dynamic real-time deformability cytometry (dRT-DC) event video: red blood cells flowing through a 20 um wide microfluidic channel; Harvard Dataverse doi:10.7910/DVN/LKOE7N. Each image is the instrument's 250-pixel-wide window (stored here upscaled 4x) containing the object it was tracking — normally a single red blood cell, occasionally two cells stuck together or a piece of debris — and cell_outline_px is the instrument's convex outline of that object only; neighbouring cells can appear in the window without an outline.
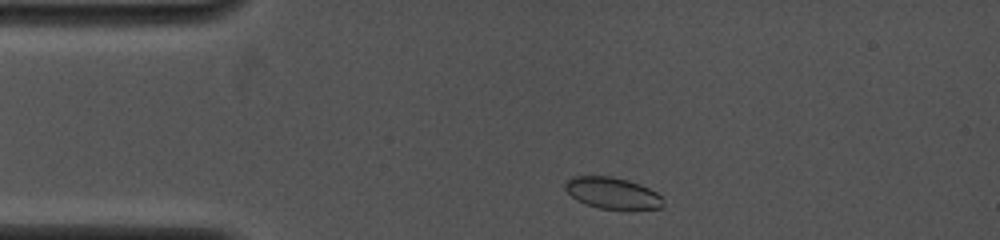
{"species": "common noctule bat (a hibernating species)", "species_latin": "Nyctalus noctula", "temperature_condition": "cold", "stored_images_in_passage": 10, "camera_frame_rate_fps": 4000, "um_per_image_px": 0.085, "animal": {"sex": "female", "body_mass_g": 19.0, "forearm_length_mm": 53.3}, "frame": {"image": 1, "passage_image": 2, "time_ms": 0.5, "image_size_px": [1000, 240], "cell_outline_px": [[664, 204], [660, 208], [628, 212], [600, 208], [576, 200], [564, 188], [564, 184], [572, 176], [612, 176], [628, 180], [640, 184], [656, 192], [664, 200]], "centroid_in_image_um": [52.11, 16.45], "position_along_channel_um": 32.9, "area_um2": 18.5}}
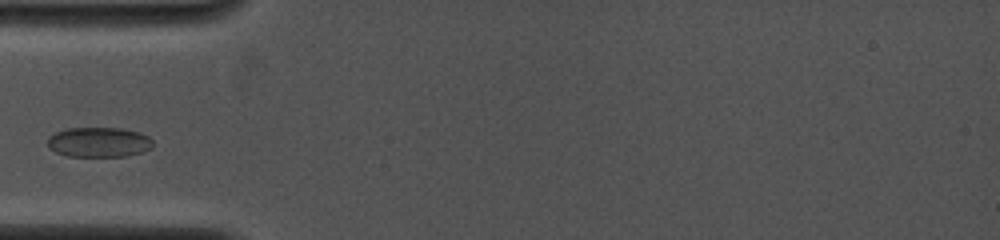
{"frame": {"image": 2, "passage_image": 7, "time_ms": 2.5, "image_size_px": [1000, 240], "cell_outline_px": [[152, 148], [144, 152], [128, 156], [68, 156], [56, 152], [48, 148], [48, 136], [56, 132], [68, 128], [120, 128], [140, 132], [148, 136], [152, 140]], "centroid_in_image_um": [8.42, 12.09], "position_along_channel_um": 76.6, "area_um2": 18.5}}
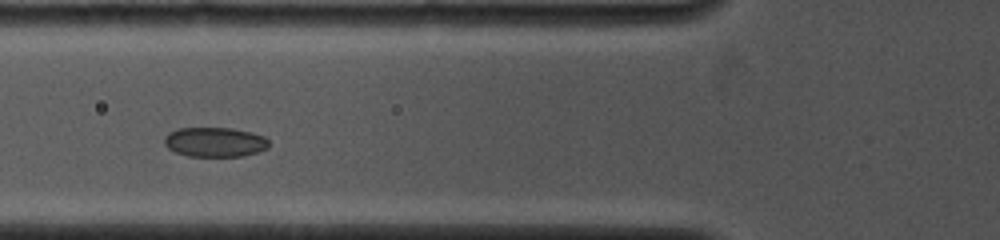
{"frame": {"image": 3, "passage_image": 9, "time_ms": 3.25, "image_size_px": [1000, 240], "cell_outline_px": [[268, 148], [260, 152], [244, 156], [188, 156], [176, 152], [168, 148], [164, 144], [164, 136], [168, 132], [176, 128], [232, 128], [252, 132], [264, 136], [268, 140]], "centroid_in_image_um": [18.26, 12.07], "position_along_channel_um": 107.5, "area_um2": 18.26}}